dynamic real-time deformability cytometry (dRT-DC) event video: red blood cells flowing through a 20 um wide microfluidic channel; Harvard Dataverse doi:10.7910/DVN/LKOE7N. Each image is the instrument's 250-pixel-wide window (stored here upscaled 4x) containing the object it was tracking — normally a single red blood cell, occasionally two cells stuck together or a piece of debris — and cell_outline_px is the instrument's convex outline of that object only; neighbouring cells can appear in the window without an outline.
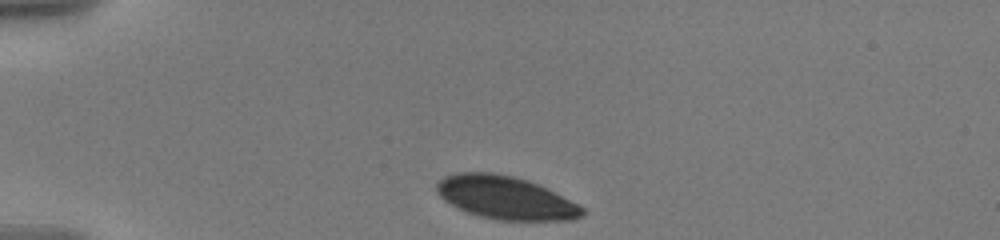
{"species": "human", "species_latin": "Homo sapiens", "temperature_condition": "warm", "stored_images_in_passage": 34, "camera_frame_rate_fps": 3000, "um_per_image_px": 0.085, "donor": {"sex": "male"}, "frame": {"image": 1, "passage_image": 1, "time_ms": 0.0, "image_size_px": [1000, 240], "cell_outline_px": [[584, 216], [572, 220], [496, 220], [476, 216], [456, 208], [444, 200], [436, 192], [436, 184], [444, 176], [456, 172], [492, 172], [512, 176], [528, 180], [584, 208]], "centroid_in_image_um": [42.89, 16.81], "position_along_channel_um": 42.1, "area_um2": 36.41}}
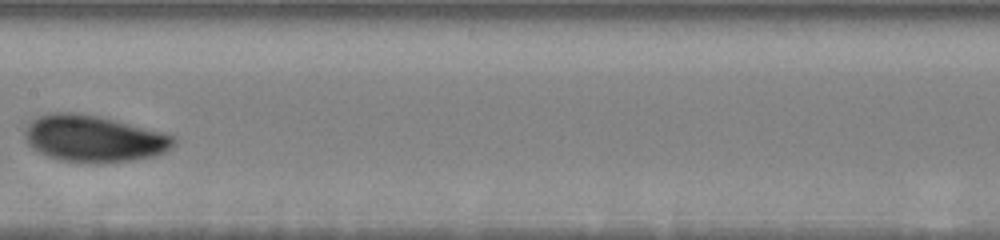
{"frame": {"image": 2, "passage_image": 15, "time_ms": 5.667, "image_size_px": [1000, 240], "cell_outline_px": [[176, 144], [172, 148], [156, 156], [132, 160], [104, 164], [88, 164], [56, 160], [36, 152], [28, 144], [24, 136], [24, 132], [28, 124], [32, 120], [40, 116], [52, 112], [76, 112], [100, 116], [176, 136]], "centroid_in_image_um": [7.96, 11.81], "position_along_channel_um": 199.4, "area_um2": 41.21}}
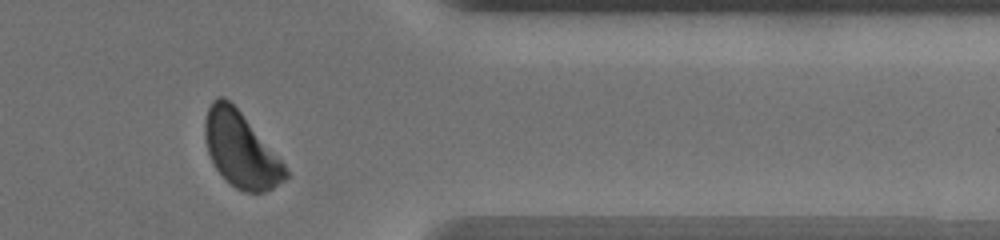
{"frame": {"image": 3, "passage_image": 29, "time_ms": 11.333, "image_size_px": [1000, 240], "cell_outline_px": [[288, 176], [284, 180], [272, 188], [264, 192], [244, 192], [236, 188], [216, 168], [208, 152], [204, 136], [204, 120], [208, 108], [212, 100], [220, 96], [224, 96], [240, 112], [284, 164], [288, 172]], "centroid_in_image_um": [20.44, 12.72], "position_along_channel_um": 391.0, "area_um2": 34.45}, "authors_computed_cell_mechanics": {"area_um2": 38.3214, "velocity_mm_per_s": 3.545, "shape_relaxation_time_tau1_ms": 2.2296, "shape_relaxation_time_tau2_ms": null, "deformation_change_tau1": 0.1047, "deformation_change_tau2": null}}